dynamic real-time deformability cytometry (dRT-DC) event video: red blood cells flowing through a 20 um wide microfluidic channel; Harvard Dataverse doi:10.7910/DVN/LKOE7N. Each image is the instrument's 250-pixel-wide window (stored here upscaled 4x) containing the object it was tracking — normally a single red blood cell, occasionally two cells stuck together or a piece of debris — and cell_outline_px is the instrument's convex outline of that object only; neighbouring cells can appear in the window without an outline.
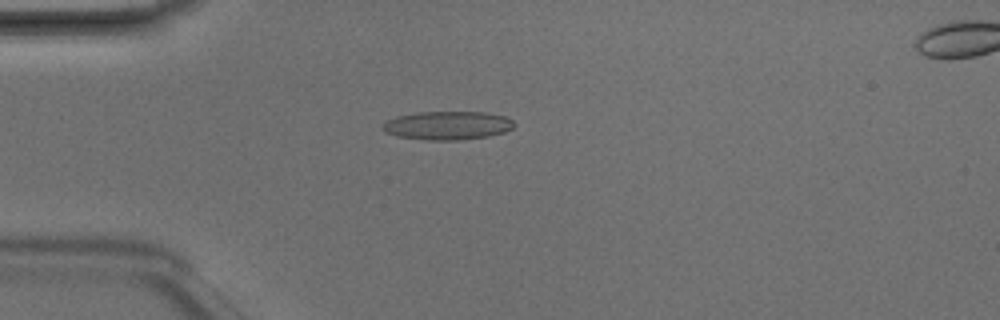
{"species": "Egyptian fruit bat (a non-hibernating species)", "species_latin": "Rousettus aegyptiacus", "temperature_condition": "room temperature", "stored_images_in_passage": 4, "camera_frame_rate_fps": 3000, "um_per_image_px": 0.085, "animal": {"sex": "male"}, "frame": {"image": 1, "passage_image": 3, "time_ms": 0.667, "image_size_px": [1000, 320], "cell_outline_px": [[516, 124], [512, 128], [504, 132], [488, 136], [460, 140], [424, 140], [396, 136], [384, 132], [380, 128], [380, 124], [396, 116], [416, 112], [484, 112], [504, 116], [512, 120]], "centroid_in_image_um": [37.98, 10.67], "position_along_channel_um": 47.0, "area_um2": 22.08}}